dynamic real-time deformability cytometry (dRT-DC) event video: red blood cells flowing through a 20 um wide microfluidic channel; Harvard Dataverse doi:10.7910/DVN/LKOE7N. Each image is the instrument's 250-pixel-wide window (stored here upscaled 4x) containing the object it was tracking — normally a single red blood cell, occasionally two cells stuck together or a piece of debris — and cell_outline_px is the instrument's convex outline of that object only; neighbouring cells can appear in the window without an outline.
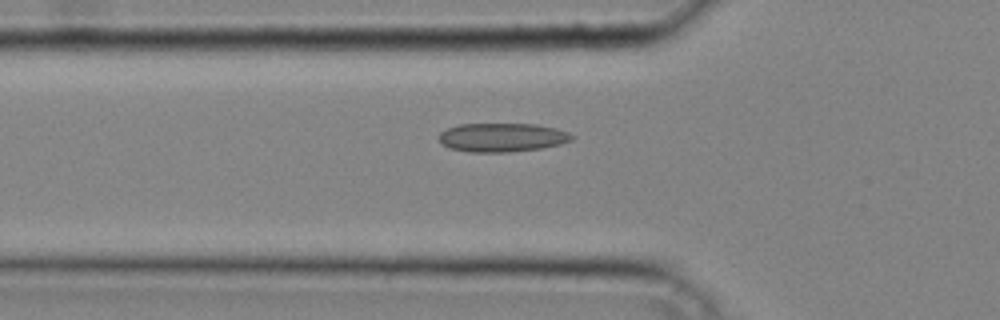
{"species": "common noctule bat (a hibernating species)", "species_latin": "Nyctalus noctula", "temperature_condition": "cold", "stored_images_in_passage": 37, "camera_frame_rate_fps": 3000, "um_per_image_px": 0.085, "animal": {"sex": "male", "body_mass_g": 20.4}, "frame": {"image": 1, "passage_image": 14, "time_ms": 4.333, "image_size_px": [1000, 320], "cell_outline_px": [[576, 136], [572, 140], [560, 144], [540, 148], [508, 152], [468, 152], [448, 148], [440, 140], [440, 132], [448, 128], [460, 124], [536, 124], [556, 128], [568, 132]], "centroid_in_image_um": [42.7, 11.68], "position_along_channel_um": 83.1, "area_um2": 22.25}}
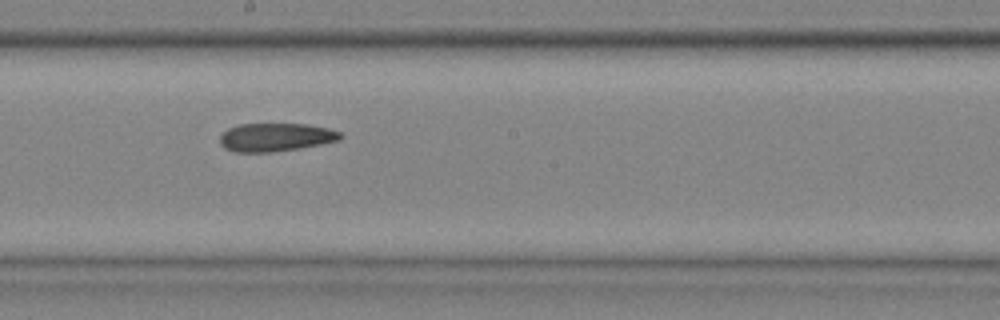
{"frame": {"image": 2, "passage_image": 23, "time_ms": 7.333, "image_size_px": [1000, 320], "cell_outline_px": [[344, 136], [340, 140], [320, 144], [272, 152], [236, 152], [224, 148], [220, 144], [220, 136], [228, 128], [240, 124], [308, 124], [328, 128], [340, 132]], "centroid_in_image_um": [23.43, 11.66], "position_along_channel_um": 224.8, "area_um2": 19.77}}
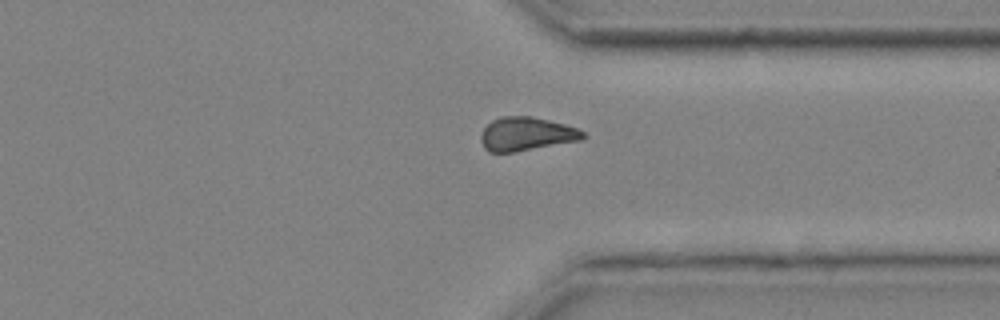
{"frame": {"image": 3, "passage_image": 32, "time_ms": 10.333, "image_size_px": [1000, 320], "cell_outline_px": [[588, 136], [580, 140], [516, 152], [488, 152], [484, 148], [480, 140], [480, 136], [484, 128], [492, 120], [500, 116], [528, 116], [548, 120], [564, 124], [576, 128], [584, 132]], "centroid_in_image_um": [44.72, 11.39], "position_along_channel_um": 366.7, "area_um2": 20.0}}